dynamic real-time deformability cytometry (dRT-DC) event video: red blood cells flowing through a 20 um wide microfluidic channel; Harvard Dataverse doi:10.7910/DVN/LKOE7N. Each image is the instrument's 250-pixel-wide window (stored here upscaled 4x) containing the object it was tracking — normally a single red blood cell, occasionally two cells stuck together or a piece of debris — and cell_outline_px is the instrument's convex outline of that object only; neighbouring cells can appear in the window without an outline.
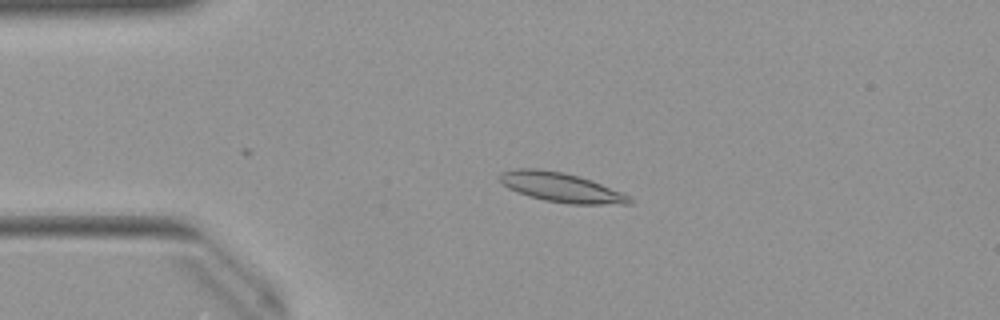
{"species": "Egyptian fruit bat (a non-hibernating species)", "species_latin": "Rousettus aegyptiacus", "temperature_condition": "warm", "stored_images_in_passage": 35, "camera_frame_rate_fps": 3000, "um_per_image_px": 0.085, "animal": {"sex": "female"}, "frame": {"image": 1, "passage_image": 5, "time_ms": 1.333, "image_size_px": [1000, 320], "cell_outline_px": [[632, 204], [568, 204], [544, 200], [528, 196], [516, 192], [508, 188], [500, 180], [500, 172], [516, 168], [536, 168], [560, 172], [576, 176], [600, 184], [620, 192], [628, 196], [632, 200]], "centroid_in_image_um": [47.63, 15.93], "position_along_channel_um": 37.4, "area_um2": 21.85}}
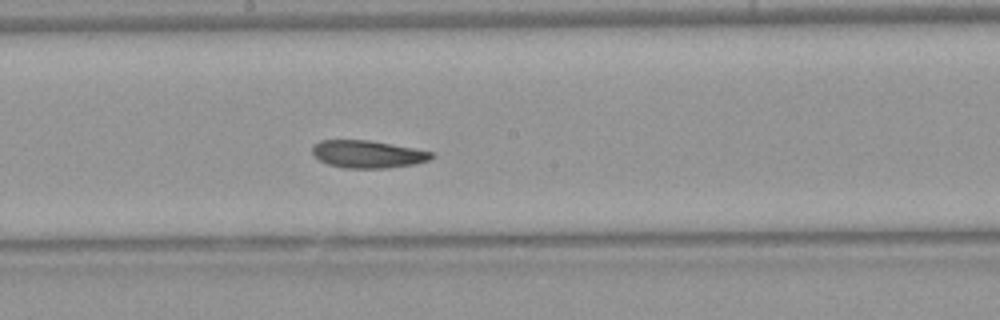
{"frame": {"image": 2, "passage_image": 21, "time_ms": 6.667, "image_size_px": [1000, 320], "cell_outline_px": [[436, 156], [428, 160], [412, 164], [388, 168], [344, 168], [328, 164], [312, 156], [312, 144], [320, 140], [368, 140], [436, 152]], "centroid_in_image_um": [31.24, 13.1], "position_along_channel_um": 217.0, "area_um2": 19.25}}
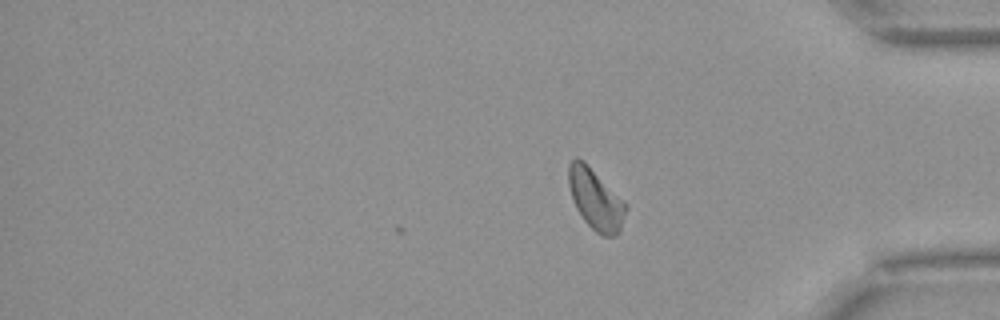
{"frame": {"image": 3, "passage_image": 35, "time_ms": 11.333, "image_size_px": [1000, 320], "cell_outline_px": [[628, 208], [620, 232], [616, 236], [604, 236], [596, 232], [584, 220], [576, 208], [568, 184], [568, 164], [576, 156], [584, 160], [628, 204]], "centroid_in_image_um": [50.65, 16.93], "position_along_channel_um": 384.5, "area_um2": 20.52}, "authors_computed_cell_mechanics": {"area_um2": 19.8832, "velocity_mm_per_s": 3.9744, "shape_relaxation_time_tau1_ms": null, "shape_relaxation_time_tau2_ms": 5.3957, "deformation_change_tau1": null, "deformation_change_tau2": 0.1137}}